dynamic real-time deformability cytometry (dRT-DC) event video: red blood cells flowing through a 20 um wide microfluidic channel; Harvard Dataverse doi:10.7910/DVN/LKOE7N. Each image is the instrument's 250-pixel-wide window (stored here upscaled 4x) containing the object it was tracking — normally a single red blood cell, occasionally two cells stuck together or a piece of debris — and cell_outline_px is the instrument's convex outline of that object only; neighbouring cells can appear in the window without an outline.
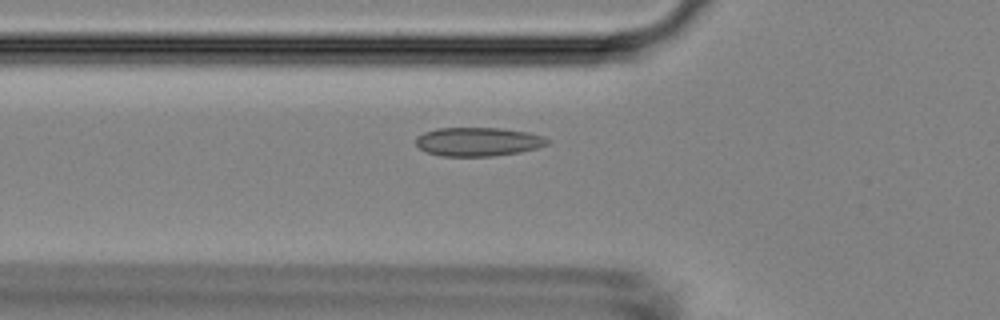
{"species": "Egyptian fruit bat (a non-hibernating species)", "species_latin": "Rousettus aegyptiacus", "temperature_condition": "room temperature", "stored_images_in_passage": 33, "camera_frame_rate_fps": 3000, "um_per_image_px": 0.085, "animal": {"sex": "female"}, "frame": {"image": 1, "passage_image": 3, "time_ms": 0.667, "image_size_px": [1000, 320], "cell_outline_px": [[548, 144], [536, 148], [520, 152], [492, 156], [440, 156], [428, 152], [420, 148], [416, 144], [416, 136], [424, 132], [436, 128], [500, 128], [528, 132], [544, 136], [548, 140]], "centroid_in_image_um": [40.62, 12.04], "position_along_channel_um": 85.2, "area_um2": 22.02}}
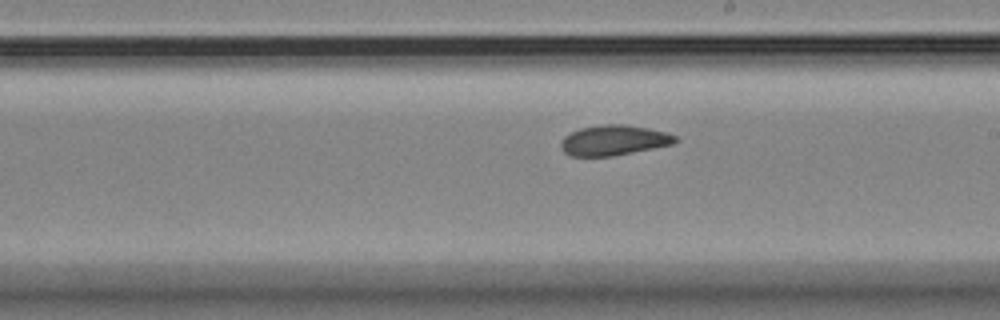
{"frame": {"image": 2, "passage_image": 15, "time_ms": 4.667, "image_size_px": [1000, 320], "cell_outline_px": [[680, 140], [672, 144], [612, 156], [572, 156], [564, 152], [560, 148], [560, 144], [564, 136], [580, 128], [604, 124], [624, 124], [648, 128], [668, 132], [676, 136]], "centroid_in_image_um": [52.18, 11.91], "position_along_channel_um": 236.8, "area_um2": 20.11}}
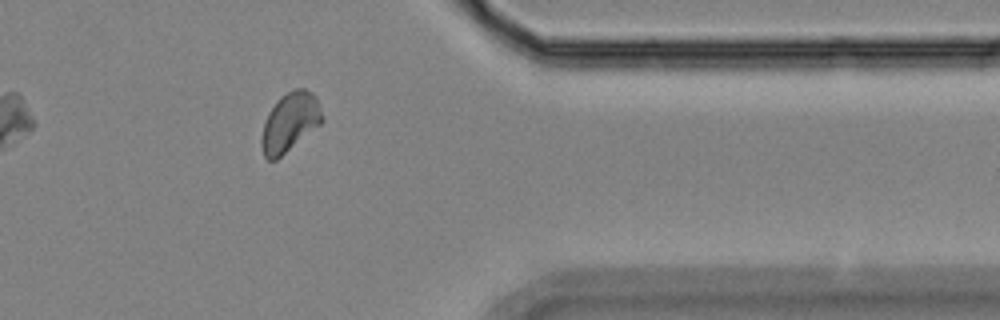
{"frame": {"image": 3, "passage_image": 28, "time_ms": 9.0, "image_size_px": [1000, 320], "cell_outline_px": [[324, 120], [320, 124], [276, 160], [268, 160], [264, 156], [260, 144], [260, 140], [264, 120], [268, 112], [276, 100], [280, 96], [292, 88], [304, 88], [312, 92], [316, 96], [324, 116]], "centroid_in_image_um": [24.62, 10.35], "position_along_channel_um": 386.8, "area_um2": 21.1}, "authors_computed_cell_mechanics": {"area_um2": 20.3456, "velocity_mm_per_s": 3.7827, "shape_relaxation_time_tau1_ms": 6.5071, "shape_relaxation_time_tau2_ms": 4.5513, "deformation_change_tau1": 0.1122, "deformation_change_tau2": 0.0385}}